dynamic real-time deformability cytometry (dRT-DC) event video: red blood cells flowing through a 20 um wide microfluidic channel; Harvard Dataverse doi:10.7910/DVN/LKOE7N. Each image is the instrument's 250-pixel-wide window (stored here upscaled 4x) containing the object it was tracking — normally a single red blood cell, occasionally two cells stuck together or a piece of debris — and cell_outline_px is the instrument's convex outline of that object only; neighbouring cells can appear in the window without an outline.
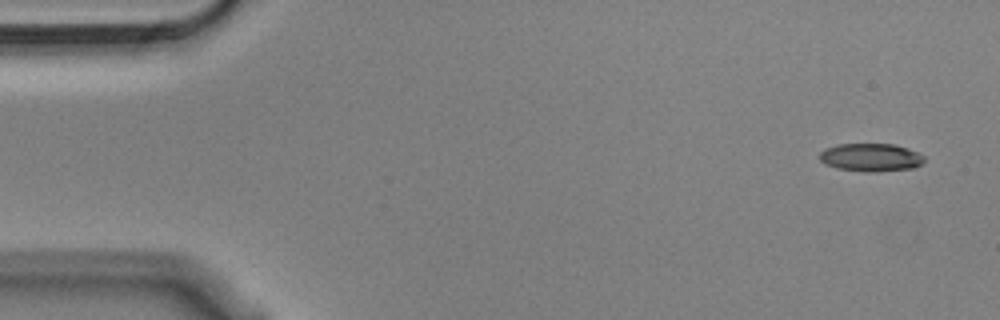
{"species": "Egyptian fruit bat (a non-hibernating species)", "species_latin": "Rousettus aegyptiacus", "temperature_condition": "cold", "stored_images_in_passage": 53, "camera_frame_rate_fps": 3000, "um_per_image_px": 0.085, "animal": {"sex": "male"}, "frame": {"image": 1, "passage_image": 1, "time_ms": 0.0, "image_size_px": [1000, 320], "cell_outline_px": [[924, 160], [920, 164], [912, 168], [876, 172], [868, 172], [836, 168], [824, 164], [820, 160], [820, 152], [824, 148], [840, 144], [892, 144], [908, 148], [924, 156]], "centroid_in_image_um": [73.99, 13.38], "position_along_channel_um": 11.0, "area_um2": 17.05}}
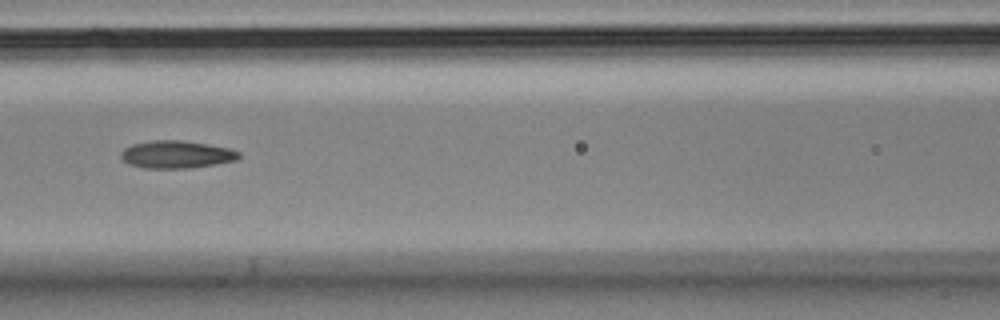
{"frame": {"image": 2, "passage_image": 22, "time_ms": 7.0, "image_size_px": [1000, 320], "cell_outline_px": [[240, 156], [236, 160], [216, 164], [192, 168], [144, 168], [128, 164], [120, 156], [120, 152], [124, 148], [132, 144], [152, 140], [180, 140], [208, 144], [228, 148], [240, 152]], "centroid_in_image_um": [14.98, 13.13], "position_along_channel_um": 151.6, "area_um2": 19.02}}
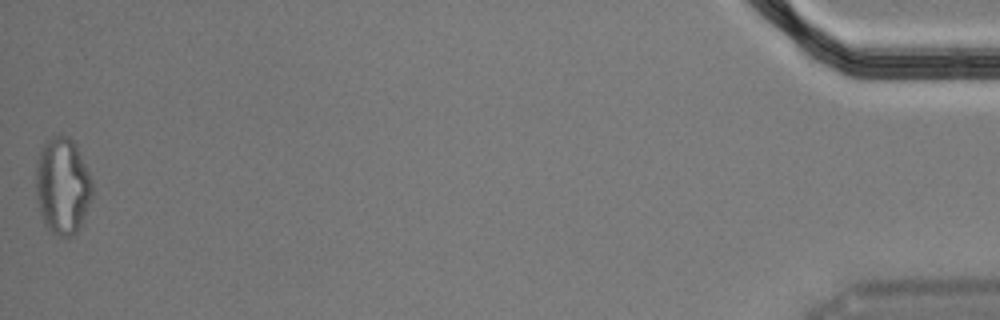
{"frame": {"image": 3, "passage_image": 53, "time_ms": 17.333, "image_size_px": [1000, 320], "cell_outline_px": [[92, 196], [84, 216], [76, 232], [72, 236], [56, 236], [44, 224], [40, 216], [36, 196], [36, 168], [40, 152], [44, 140], [60, 132], [68, 136], [76, 144], [92, 180]], "centroid_in_image_um": [5.29, 15.76], "position_along_channel_um": 429.9, "area_um2": 32.02}, "authors_computed_cell_mechanics": {"area_um2": 18.5538, "velocity_mm_per_s": 3.64, "shape_relaxation_time_tau1_ms": 6.8207, "shape_relaxation_time_tau2_ms": 2.8949, "deformation_change_tau1": 0.1827, "deformation_change_tau2": 0.112}}